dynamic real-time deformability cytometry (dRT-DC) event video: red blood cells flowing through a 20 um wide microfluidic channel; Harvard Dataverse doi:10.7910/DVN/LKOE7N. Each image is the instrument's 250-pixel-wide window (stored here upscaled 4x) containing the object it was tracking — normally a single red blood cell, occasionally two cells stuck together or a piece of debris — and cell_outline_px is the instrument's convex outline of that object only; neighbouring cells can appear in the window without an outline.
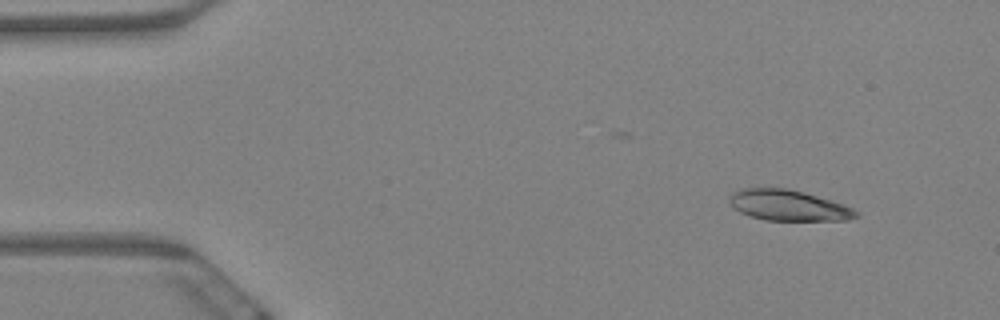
{"species": "Egyptian fruit bat (a non-hibernating species)", "species_latin": "Rousettus aegyptiacus", "temperature_condition": "warm", "stored_images_in_passage": 11, "camera_frame_rate_fps": 3000, "um_per_image_px": 0.085, "animal": {"sex": "female"}, "frame": {"image": 1, "passage_image": 2, "time_ms": 0.333, "image_size_px": [1000, 320], "cell_outline_px": [[860, 216], [848, 220], [764, 220], [748, 216], [740, 212], [728, 200], [728, 196], [732, 192], [740, 188], [788, 188], [804, 192], [852, 208], [860, 212]], "centroid_in_image_um": [66.98, 17.46], "position_along_channel_um": 18.0, "area_um2": 22.6}}
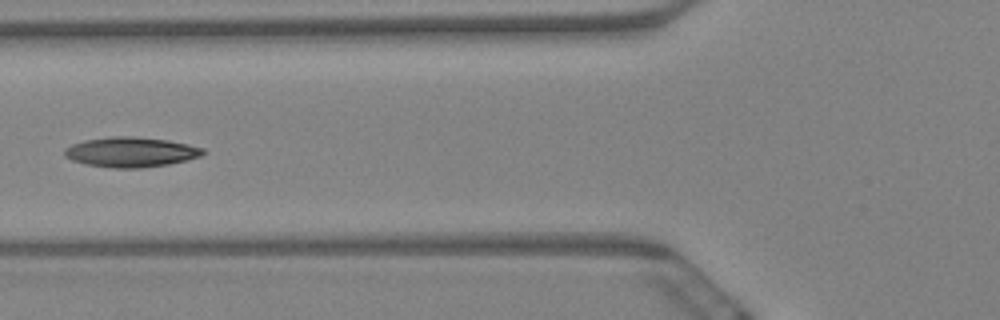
{"frame": {"image": 2, "passage_image": 7, "time_ms": 2.0, "image_size_px": [1000, 320], "cell_outline_px": [[204, 152], [200, 156], [188, 160], [168, 164], [140, 168], [112, 168], [84, 164], [72, 160], [64, 156], [64, 148], [72, 144], [84, 140], [112, 136], [132, 136], [168, 140], [188, 144], [204, 148]], "centroid_in_image_um": [11.1, 12.92], "position_along_channel_um": 114.7, "area_um2": 24.28}}
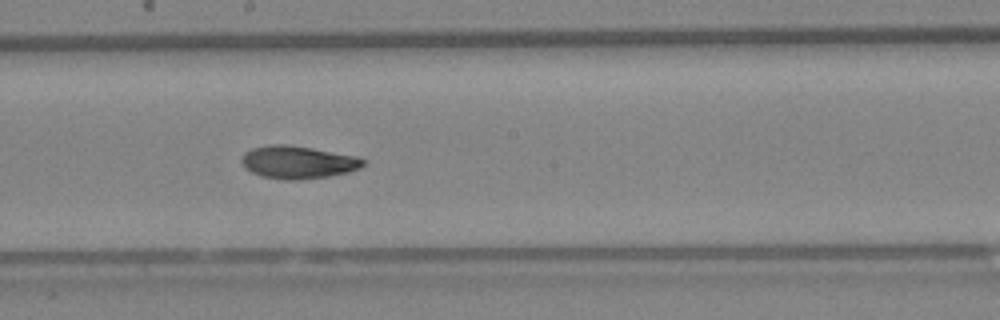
{"frame": {"image": 3, "passage_image": 10, "time_ms": 3.0, "image_size_px": [1000, 320], "cell_outline_px": [[368, 160], [360, 168], [348, 172], [328, 176], [300, 180], [284, 180], [260, 176], [244, 168], [240, 160], [244, 152], [252, 148], [268, 144], [284, 144], [312, 148], [356, 156]], "centroid_in_image_um": [25.3, 13.79], "position_along_channel_um": 222.9, "area_um2": 23.41}}